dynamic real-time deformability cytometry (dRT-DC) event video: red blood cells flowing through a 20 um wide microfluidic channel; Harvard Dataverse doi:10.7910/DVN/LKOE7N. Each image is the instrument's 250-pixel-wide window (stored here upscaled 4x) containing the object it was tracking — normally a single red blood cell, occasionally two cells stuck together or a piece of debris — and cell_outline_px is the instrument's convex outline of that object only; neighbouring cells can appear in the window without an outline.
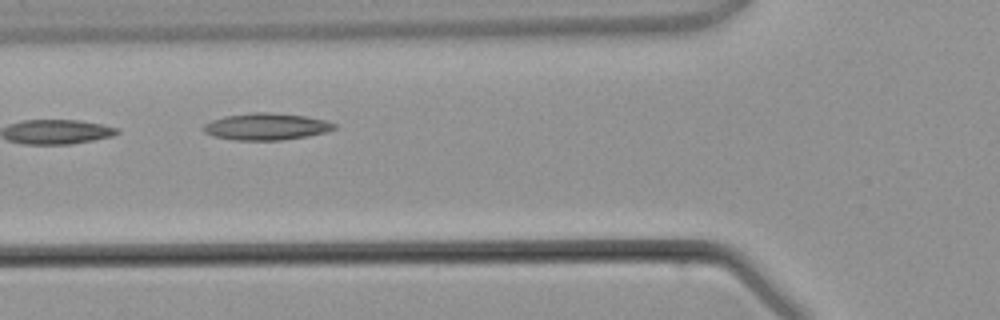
{"species": "common noctule bat (a hibernating species)", "species_latin": "Nyctalus noctula", "temperature_condition": "warm", "stored_images_in_passage": 3, "camera_frame_rate_fps": 3000, "um_per_image_px": 0.085, "animal": {"sex": "male", "body_mass_g": 21.5, "forearm_length_mm": 52.0}, "frame": {"image": 1, "passage_image": 3, "time_ms": 2.667, "image_size_px": [1000, 320], "cell_outline_px": [[336, 128], [324, 132], [308, 136], [280, 140], [232, 140], [212, 136], [204, 132], [200, 128], [204, 124], [212, 120], [224, 116], [248, 112], [268, 112], [308, 116], [328, 120], [336, 124]], "centroid_in_image_um": [22.61, 10.75], "position_along_channel_um": 103.2, "area_um2": 20.75}}